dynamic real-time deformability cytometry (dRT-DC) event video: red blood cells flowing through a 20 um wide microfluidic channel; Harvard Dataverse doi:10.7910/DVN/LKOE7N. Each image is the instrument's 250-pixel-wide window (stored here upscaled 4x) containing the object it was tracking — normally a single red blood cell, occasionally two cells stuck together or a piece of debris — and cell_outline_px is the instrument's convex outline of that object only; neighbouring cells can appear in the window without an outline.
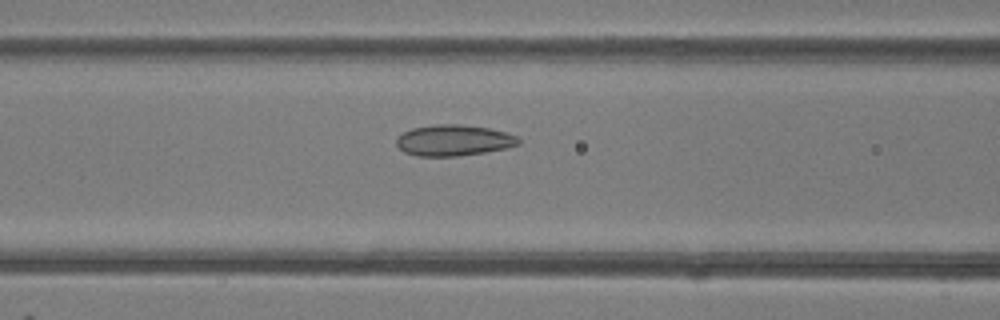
{"species": "common noctule bat (a hibernating species)", "species_latin": "Nyctalus noctula", "temperature_condition": "room temperature", "stored_images_in_passage": 49, "camera_frame_rate_fps": 3000, "um_per_image_px": 0.085, "animal": {"sex": "female"}, "frame": {"image": 1, "passage_image": 20, "time_ms": 6.333, "image_size_px": [1000, 320], "cell_outline_px": [[520, 144], [508, 148], [484, 152], [456, 156], [416, 156], [404, 152], [396, 144], [396, 140], [404, 132], [412, 128], [436, 124], [460, 124], [488, 128], [508, 132], [516, 136], [520, 140]], "centroid_in_image_um": [38.59, 11.93], "position_along_channel_um": 128.0, "area_um2": 22.08}}
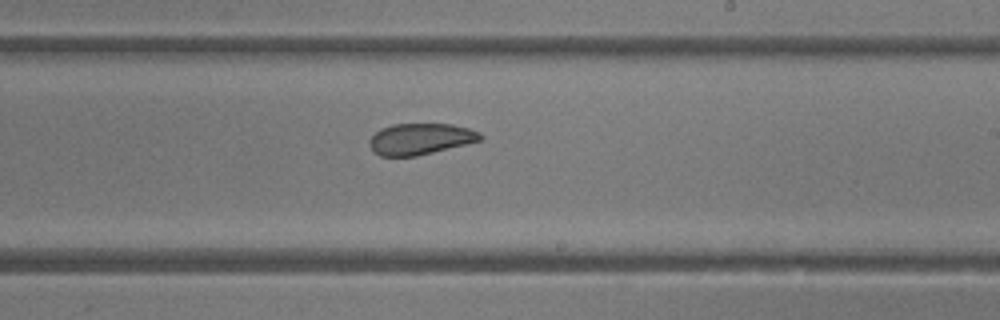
{"frame": {"image": 2, "passage_image": 29, "time_ms": 9.333, "image_size_px": [1000, 320], "cell_outline_px": [[484, 140], [416, 156], [380, 156], [372, 152], [368, 144], [368, 140], [380, 128], [392, 124], [452, 124], [468, 128], [480, 132], [484, 136]], "centroid_in_image_um": [35.73, 11.81], "position_along_channel_um": 253.3, "area_um2": 20.46}}
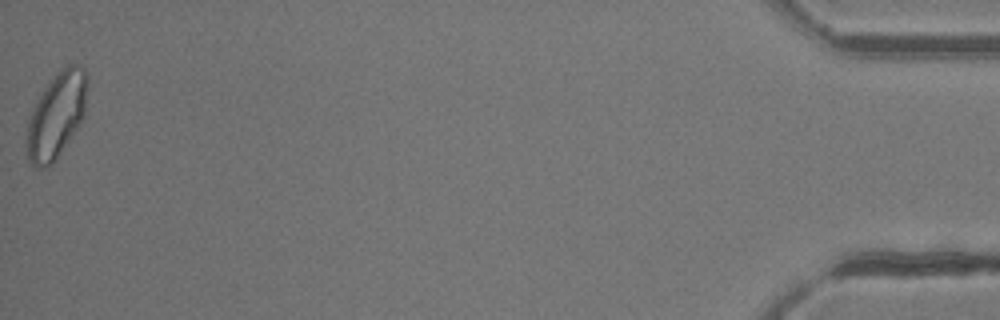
{"frame": {"image": 3, "passage_image": 49, "time_ms": 16.0, "image_size_px": [1000, 320], "cell_outline_px": [[88, 84], [84, 120], [56, 160], [52, 164], [44, 168], [36, 168], [28, 164], [24, 144], [24, 140], [28, 120], [32, 108], [44, 88], [56, 72], [60, 68], [68, 64], [76, 64], [84, 68], [88, 72]], "centroid_in_image_um": [4.79, 9.84], "position_along_channel_um": 430.4, "area_um2": 31.44}, "authors_computed_cell_mechanics": {"area_um2": 23.698, "velocity_mm_per_s": 4.1813, "shape_relaxation_time_tau1_ms": 2.8246, "shape_relaxation_time_tau2_ms": 2.2507, "deformation_change_tau1": 0.0762, "deformation_change_tau2": 0.0766}}